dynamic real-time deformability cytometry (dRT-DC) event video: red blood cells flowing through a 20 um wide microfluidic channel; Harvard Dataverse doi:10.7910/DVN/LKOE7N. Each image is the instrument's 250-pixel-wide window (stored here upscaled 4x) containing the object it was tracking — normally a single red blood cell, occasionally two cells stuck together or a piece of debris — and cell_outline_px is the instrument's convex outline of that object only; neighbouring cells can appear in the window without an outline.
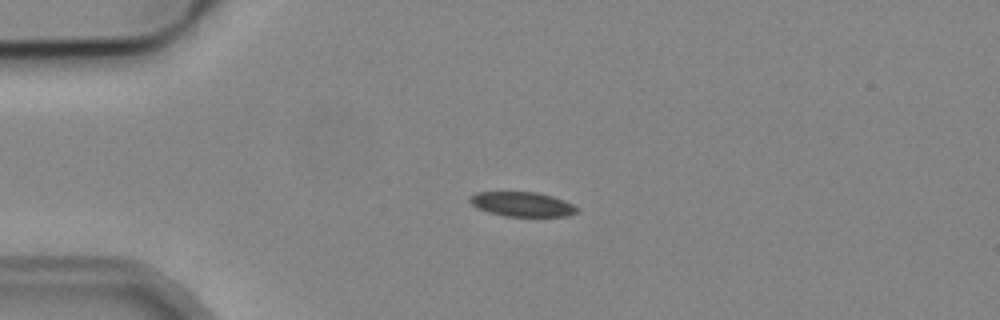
{"species": "common noctule bat (a hibernating species)", "species_latin": "Nyctalus noctula", "temperature_condition": "cold", "stored_images_in_passage": 2, "camera_frame_rate_fps": 3000, "um_per_image_px": 0.085, "animal": {"sex": "male", "body_mass_g": 19.2, "forearm_length_mm": 51.8}, "frame": {"image": 1, "passage_image": 2, "time_ms": 2.0, "image_size_px": [1000, 320], "cell_outline_px": [[580, 208], [576, 212], [564, 216], [504, 216], [488, 212], [476, 208], [468, 200], [468, 196], [476, 192], [536, 192], [552, 196], [564, 200]], "centroid_in_image_um": [44.34, 17.35], "position_along_channel_um": 40.7, "area_um2": 15.37}}